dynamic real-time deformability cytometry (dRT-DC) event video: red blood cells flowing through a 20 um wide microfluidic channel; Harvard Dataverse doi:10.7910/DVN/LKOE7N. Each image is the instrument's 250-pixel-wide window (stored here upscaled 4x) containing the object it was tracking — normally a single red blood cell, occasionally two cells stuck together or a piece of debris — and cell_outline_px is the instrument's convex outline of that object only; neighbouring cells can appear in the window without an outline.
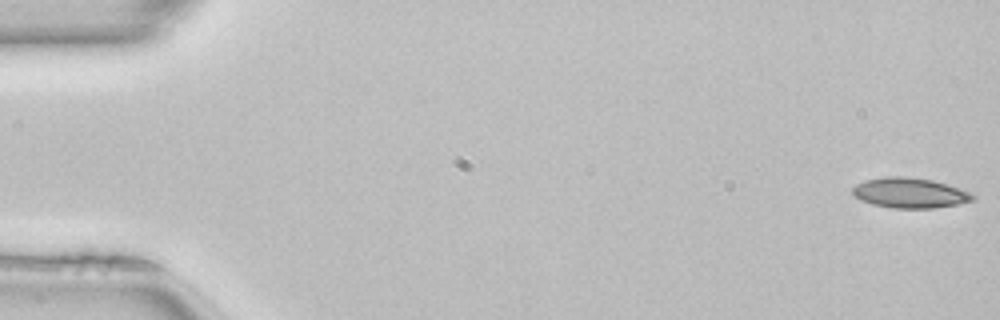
{"species": "common noctule bat (a hibernating species)", "species_latin": "Nyctalus noctula", "temperature_condition": "room temperature", "stored_images_in_passage": 22, "camera_frame_rate_fps": 3000, "um_per_image_px": 0.085, "animal": {"sex": "female", "body_mass_g": 22.7, "forearm_length_mm": 54.2}, "frame": {"image": 1, "passage_image": 1, "time_ms": 0.0, "image_size_px": [1000, 320], "cell_outline_px": [[976, 196], [972, 200], [956, 204], [936, 208], [892, 208], [872, 204], [860, 200], [852, 196], [852, 188], [856, 184], [864, 180], [888, 176], [904, 176], [932, 180], [960, 188]], "centroid_in_image_um": [77.28, 16.39], "position_along_channel_um": 7.7, "area_um2": 21.15}}
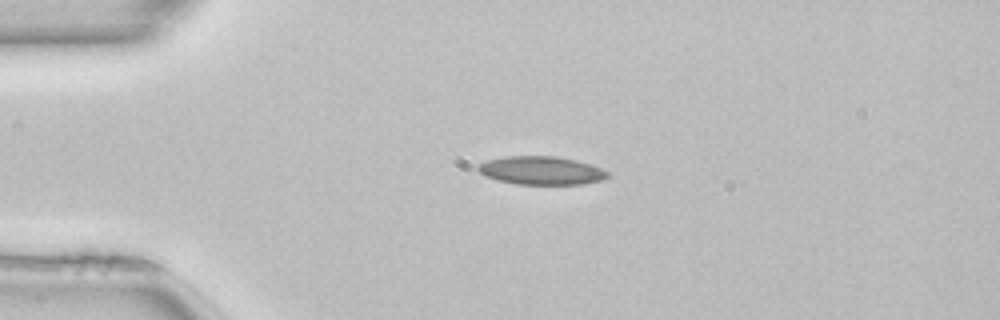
{"frame": {"image": 2, "passage_image": 12, "time_ms": 3.667, "image_size_px": [1000, 320], "cell_outline_px": [[608, 176], [604, 180], [584, 184], [516, 184], [496, 180], [484, 176], [476, 168], [480, 164], [488, 160], [504, 156], [556, 156], [576, 160], [600, 168], [608, 172]], "centroid_in_image_um": [45.99, 14.5], "position_along_channel_um": 39.0, "area_um2": 21.39}}
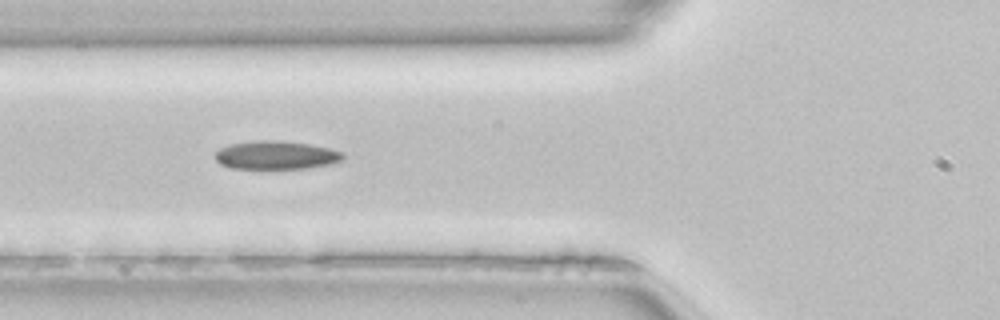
{"frame": {"image": 3, "passage_image": 19, "time_ms": 6.0, "image_size_px": [1000, 320], "cell_outline_px": [[344, 156], [340, 160], [328, 164], [308, 168], [232, 168], [220, 164], [216, 160], [216, 152], [220, 148], [232, 144], [260, 140], [280, 140], [312, 144], [328, 148], [340, 152]], "centroid_in_image_um": [23.45, 13.18], "position_along_channel_um": 102.4, "area_um2": 20.81}}